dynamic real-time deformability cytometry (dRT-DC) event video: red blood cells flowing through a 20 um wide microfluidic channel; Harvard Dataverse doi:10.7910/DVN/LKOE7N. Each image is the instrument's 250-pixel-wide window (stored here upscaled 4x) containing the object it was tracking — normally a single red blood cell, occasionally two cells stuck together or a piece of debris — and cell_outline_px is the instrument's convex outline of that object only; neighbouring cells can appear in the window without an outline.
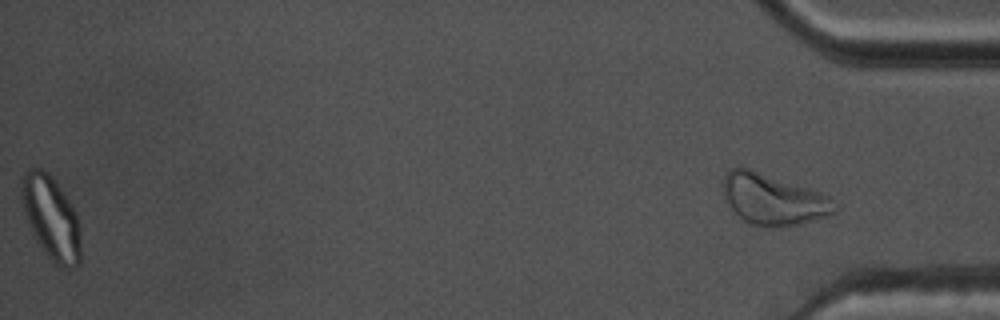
{"species": "common noctule bat (a hibernating species)", "species_latin": "Nyctalus noctula", "temperature_condition": "warm", "stored_images_in_passage": 56, "segment_of_instrument_passage": [2, 2], "camera_frame_rate_fps": 3000, "um_per_image_px": 0.085, "animal": {"sex": "male", "body_mass_g": 17.5, "forearm_length_mm": 52.3}, "frame": {"image": 1, "passage_image": 56, "time_ms": 18.333, "image_size_px": [1000, 320], "cell_outline_px": [[836, 212], [828, 216], [796, 224], [768, 228], [752, 224], [744, 220], [728, 204], [724, 196], [724, 176], [732, 168], [748, 168], [820, 192], [828, 196], [836, 208]], "centroid_in_image_um": [65.72, 16.96], "position_along_channel_um": 369.5, "area_um2": 32.31}}